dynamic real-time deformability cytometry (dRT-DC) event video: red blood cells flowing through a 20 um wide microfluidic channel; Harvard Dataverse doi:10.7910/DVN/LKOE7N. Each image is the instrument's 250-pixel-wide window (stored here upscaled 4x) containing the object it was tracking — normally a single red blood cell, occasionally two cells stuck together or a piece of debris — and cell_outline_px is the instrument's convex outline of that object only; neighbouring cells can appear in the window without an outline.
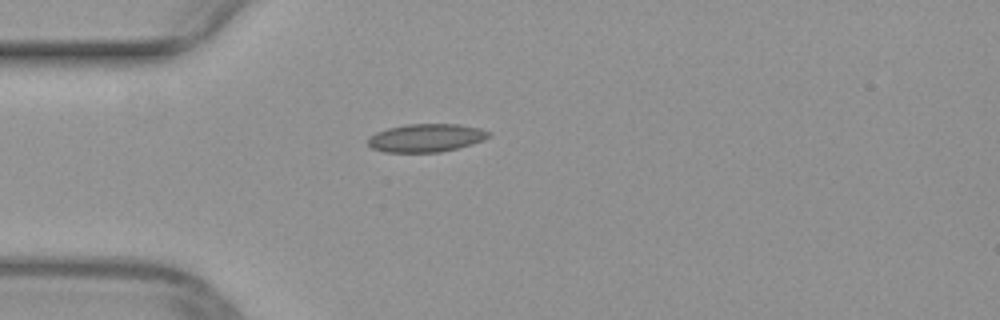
{"species": "common noctule bat (a hibernating species)", "species_latin": "Nyctalus noctula", "temperature_condition": "warm", "stored_images_in_passage": 37, "camera_frame_rate_fps": 3000, "um_per_image_px": 0.085, "animal": {"sex": "female", "body_mass_g": 29.2, "forearm_length_mm": 56.3}, "frame": {"image": 1, "passage_image": 1, "time_ms": 0.0, "image_size_px": [1000, 320], "cell_outline_px": [[492, 136], [484, 140], [472, 144], [440, 152], [384, 152], [372, 148], [368, 144], [368, 136], [376, 132], [388, 128], [408, 124], [460, 124], [480, 128], [492, 132]], "centroid_in_image_um": [36.25, 11.71], "position_along_channel_um": 48.8, "area_um2": 19.94}}
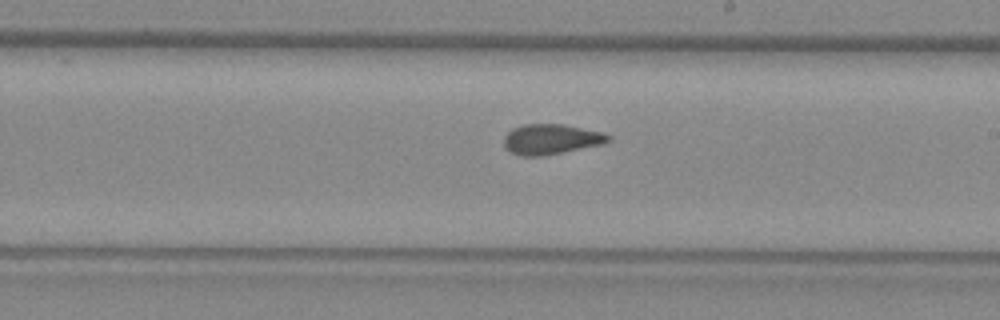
{"frame": {"image": 2, "passage_image": 16, "time_ms": 5.0, "image_size_px": [1000, 320], "cell_outline_px": [[612, 140], [600, 144], [540, 156], [520, 156], [508, 152], [504, 144], [504, 136], [512, 128], [524, 124], [564, 124], [604, 132], [612, 136]], "centroid_in_image_um": [46.82, 11.82], "position_along_channel_um": 242.2, "area_um2": 18.38}}
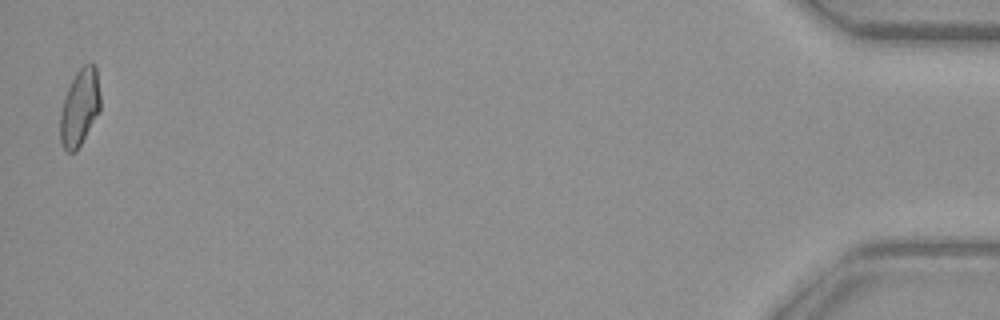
{"frame": {"image": 3, "passage_image": 37, "time_ms": 12.0, "image_size_px": [1000, 320], "cell_outline_px": [[100, 112], [76, 152], [64, 152], [60, 144], [60, 112], [64, 96], [76, 72], [84, 64], [96, 64], [100, 96]], "centroid_in_image_um": [6.77, 9.17], "position_along_channel_um": 428.4, "area_um2": 18.26}}